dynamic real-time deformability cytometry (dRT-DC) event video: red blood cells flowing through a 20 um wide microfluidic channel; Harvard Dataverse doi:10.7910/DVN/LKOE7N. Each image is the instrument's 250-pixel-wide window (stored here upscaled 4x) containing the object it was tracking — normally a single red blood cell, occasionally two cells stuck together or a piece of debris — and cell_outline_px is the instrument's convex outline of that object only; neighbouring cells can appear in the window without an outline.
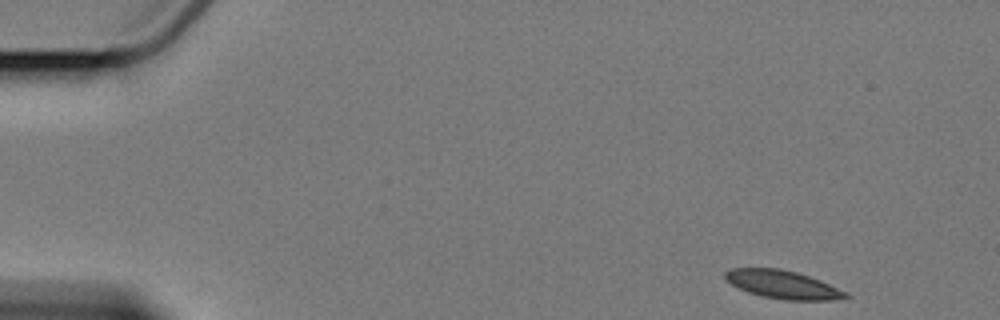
{"species": "Egyptian fruit bat (a non-hibernating species)", "species_latin": "Rousettus aegyptiacus", "temperature_condition": "cold", "stored_images_in_passage": 10, "camera_frame_rate_fps": 3000, "um_per_image_px": 0.085, "animal": {"sex": "female"}, "frame": {"image": 1, "passage_image": 1, "time_ms": 0.0, "image_size_px": [1000, 320], "cell_outline_px": [[848, 296], [832, 300], [784, 300], [760, 296], [748, 292], [732, 284], [724, 276], [724, 272], [728, 268], [780, 268], [796, 272], [820, 280], [848, 292]], "centroid_in_image_um": [66.51, 24.18], "position_along_channel_um": 18.5, "area_um2": 19.71}}
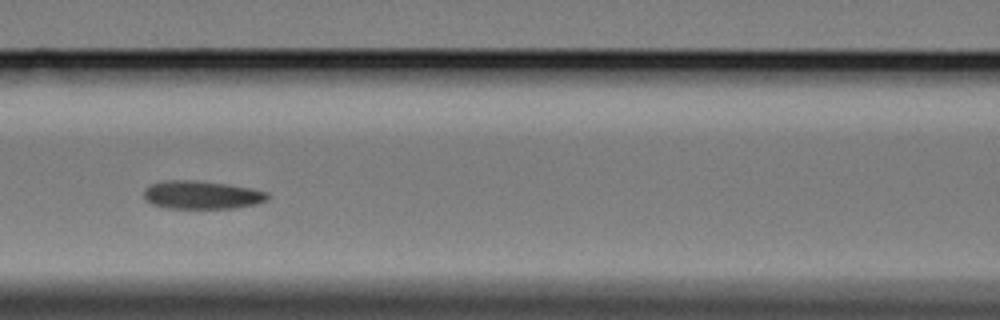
{"frame": {"image": 2, "passage_image": 7, "time_ms": 7.0, "image_size_px": [1000, 320], "cell_outline_px": [[268, 200], [256, 204], [232, 208], [168, 208], [152, 204], [144, 200], [144, 188], [152, 184], [164, 180], [196, 180], [228, 184], [252, 188], [268, 192]], "centroid_in_image_um": [17.14, 16.56], "position_along_channel_um": 149.5, "area_um2": 20.46}}
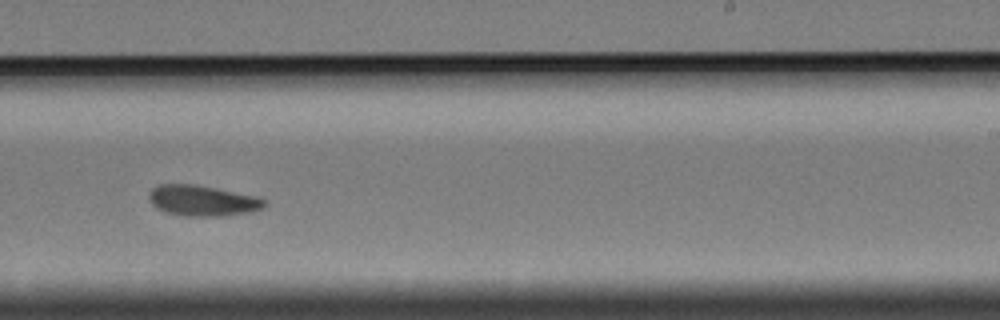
{"frame": {"image": 3, "passage_image": 10, "time_ms": 10.667, "image_size_px": [1000, 320], "cell_outline_px": [[268, 204], [264, 208], [252, 212], [224, 216], [184, 216], [164, 212], [156, 208], [152, 204], [148, 196], [148, 192], [156, 184], [196, 184], [256, 196], [268, 200]], "centroid_in_image_um": [17.23, 17.06], "position_along_channel_um": 271.8, "area_um2": 21.1}}